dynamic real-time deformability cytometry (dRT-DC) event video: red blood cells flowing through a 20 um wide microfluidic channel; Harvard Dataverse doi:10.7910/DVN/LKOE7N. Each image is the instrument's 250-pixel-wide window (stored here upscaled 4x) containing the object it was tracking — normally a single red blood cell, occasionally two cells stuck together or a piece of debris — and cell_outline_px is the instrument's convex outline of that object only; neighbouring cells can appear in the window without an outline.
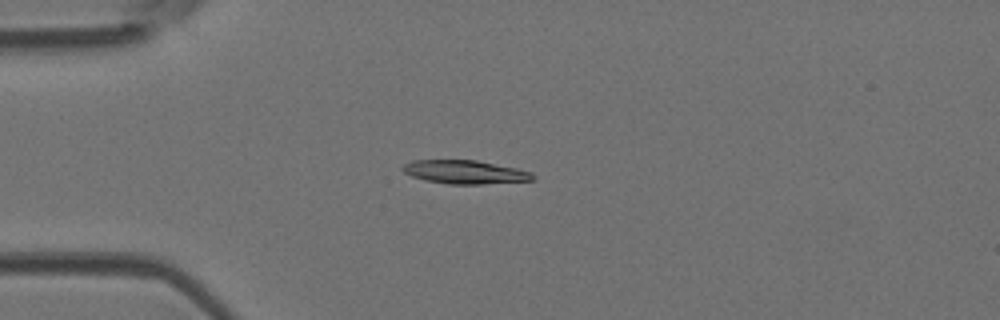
{"species": "Egyptian fruit bat (a non-hibernating species)", "species_latin": "Rousettus aegyptiacus", "temperature_condition": "room temperature", "stored_images_in_passage": 5, "camera_frame_rate_fps": 3000, "um_per_image_px": 0.085, "animal": {"sex": "female"}, "frame": {"image": 1, "passage_image": 3, "time_ms": 0.667, "image_size_px": [1000, 320], "cell_outline_px": [[536, 176], [532, 180], [484, 184], [448, 184], [424, 180], [412, 176], [404, 172], [400, 168], [404, 164], [412, 160], [476, 160], [516, 168], [532, 172]], "centroid_in_image_um": [39.5, 14.62], "position_along_channel_um": 45.5, "area_um2": 17.86}}
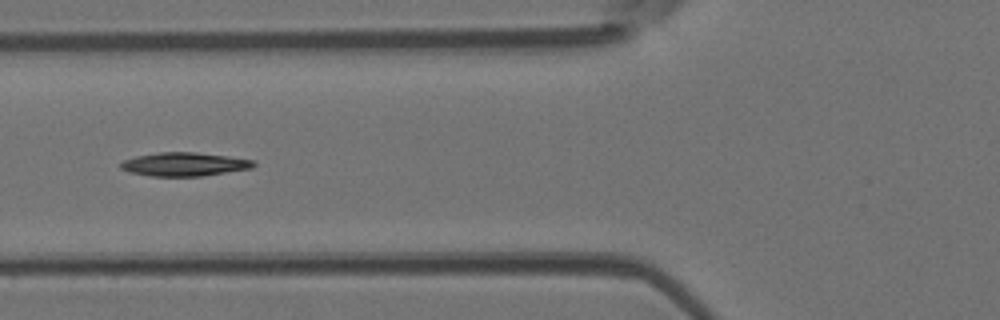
{"frame": {"image": 2, "passage_image": 5, "time_ms": 1.333, "image_size_px": [1000, 320], "cell_outline_px": [[256, 164], [252, 168], [200, 176], [152, 176], [128, 172], [120, 168], [120, 164], [124, 160], [136, 156], [160, 152], [196, 152], [228, 156], [256, 160]], "centroid_in_image_um": [15.68, 13.96], "position_along_channel_um": 110.1, "area_um2": 18.26}}